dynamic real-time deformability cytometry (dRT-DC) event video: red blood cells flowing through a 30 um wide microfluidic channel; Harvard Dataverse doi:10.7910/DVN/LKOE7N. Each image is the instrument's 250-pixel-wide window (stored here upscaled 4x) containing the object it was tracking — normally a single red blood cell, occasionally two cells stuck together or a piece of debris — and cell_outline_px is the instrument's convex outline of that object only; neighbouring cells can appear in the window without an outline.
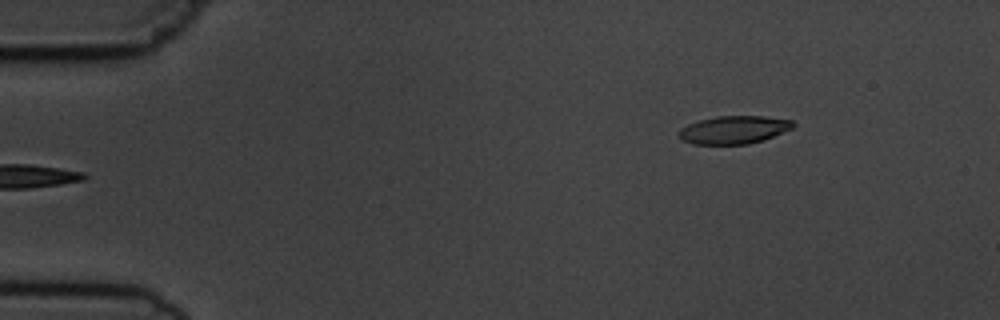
{"species": "common noctule bat (a hibernating species)", "species_latin": "Nyctalus noctula", "temperature_condition": "cold", "stored_images_in_passage": 2, "camera_frame_rate_fps": 3000, "um_per_image_px": 0.085, "animal": {"sex": "male", "body_mass_g": 19.5, "forearm_length_mm": 54.6}, "frame": {"image": 1, "passage_image": 2, "time_ms": 1.0, "image_size_px": [1000, 320], "cell_outline_px": [[796, 124], [792, 128], [764, 140], [748, 144], [692, 144], [684, 140], [676, 132], [680, 128], [688, 124], [700, 120], [716, 116], [764, 116], [792, 120]], "centroid_in_image_um": [62.38, 11.03], "position_along_channel_um": 22.6, "area_um2": 18.61}}